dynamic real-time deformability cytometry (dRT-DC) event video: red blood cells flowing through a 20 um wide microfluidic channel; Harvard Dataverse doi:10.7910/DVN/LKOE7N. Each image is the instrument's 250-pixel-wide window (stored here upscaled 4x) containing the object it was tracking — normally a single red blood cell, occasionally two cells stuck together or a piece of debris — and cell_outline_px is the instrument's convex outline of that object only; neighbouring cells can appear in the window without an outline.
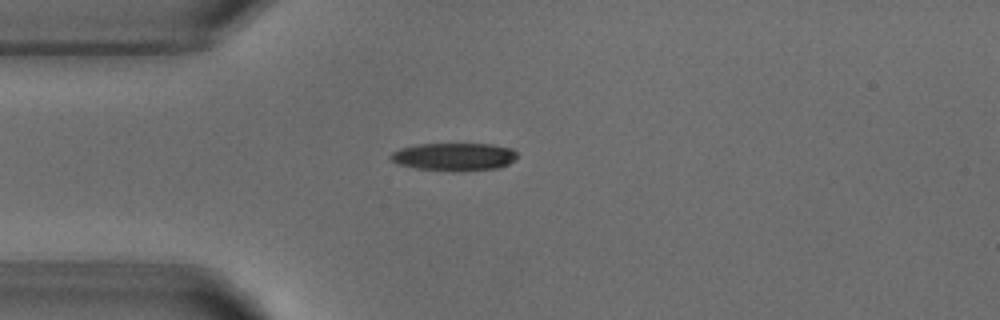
{"species": "common noctule bat (a hibernating species)", "species_latin": "Nyctalus noctula", "temperature_condition": "warm", "stored_images_in_passage": 2, "segment_of_instrument_passage": [1, 2], "camera_frame_rate_fps": 3000, "um_per_image_px": 0.085, "animal": {"sex": "male", "body_mass_g": 18.8}, "frame": {"image": 1, "passage_image": 1, "time_ms": 0.0, "image_size_px": [1000, 320], "cell_outline_px": [[516, 156], [508, 164], [500, 168], [416, 168], [400, 164], [392, 160], [388, 156], [392, 152], [400, 148], [416, 144], [492, 144], [512, 148], [516, 152]], "centroid_in_image_um": [38.58, 13.26], "position_along_channel_um": 46.4, "area_um2": 19.42}}